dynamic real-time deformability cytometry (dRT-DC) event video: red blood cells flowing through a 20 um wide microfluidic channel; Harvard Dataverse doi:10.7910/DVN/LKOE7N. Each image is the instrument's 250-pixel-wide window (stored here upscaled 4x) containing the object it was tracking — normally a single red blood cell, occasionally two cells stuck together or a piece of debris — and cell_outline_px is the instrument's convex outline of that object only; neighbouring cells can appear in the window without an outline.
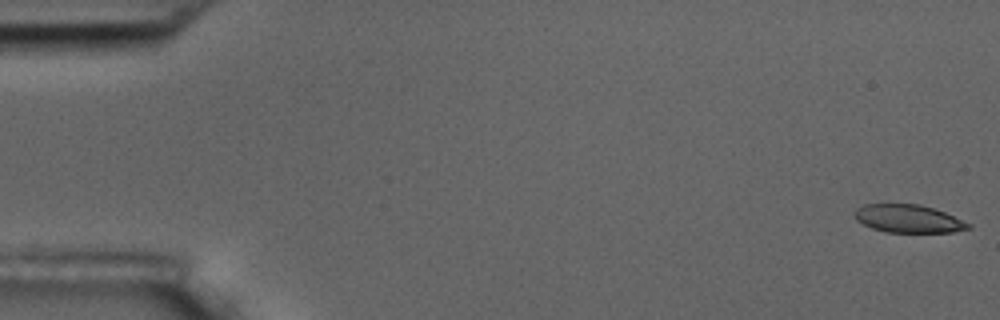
{"species": "common noctule bat (a hibernating species)", "species_latin": "Nyctalus noctula", "temperature_condition": "room temperature", "stored_images_in_passage": 6, "camera_frame_rate_fps": 3000, "um_per_image_px": 0.085, "animal": {"sex": "male", "body_mass_g": 17.5, "forearm_length_mm": 52.3}, "frame": {"image": 1, "passage_image": 1, "time_ms": 0.0, "image_size_px": [1000, 320], "cell_outline_px": [[972, 228], [952, 232], [884, 232], [872, 228], [856, 220], [852, 212], [856, 208], [864, 204], [920, 204], [944, 212], [972, 224]], "centroid_in_image_um": [77.19, 18.59], "position_along_channel_um": 7.8, "area_um2": 18.61}}
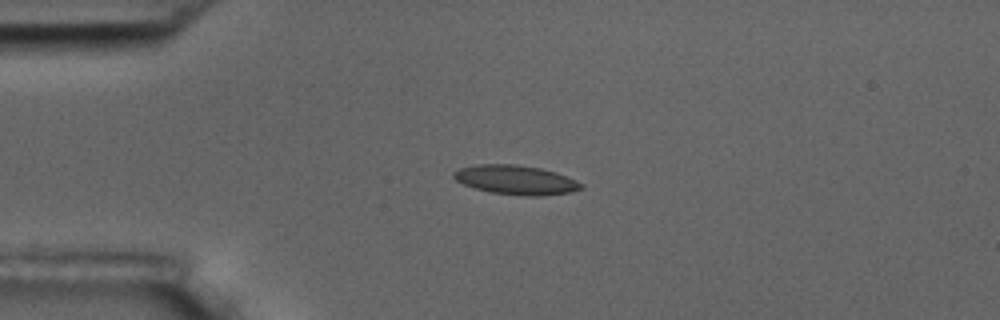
{"frame": {"image": 2, "passage_image": 4, "time_ms": 4.333, "image_size_px": [1000, 320], "cell_outline_px": [[584, 188], [572, 192], [540, 196], [528, 196], [492, 192], [476, 188], [464, 184], [456, 180], [452, 176], [452, 172], [460, 168], [480, 164], [516, 164], [540, 168], [556, 172], [576, 180], [584, 184]], "centroid_in_image_um": [43.88, 15.29], "position_along_channel_um": 41.1, "area_um2": 21.68}}